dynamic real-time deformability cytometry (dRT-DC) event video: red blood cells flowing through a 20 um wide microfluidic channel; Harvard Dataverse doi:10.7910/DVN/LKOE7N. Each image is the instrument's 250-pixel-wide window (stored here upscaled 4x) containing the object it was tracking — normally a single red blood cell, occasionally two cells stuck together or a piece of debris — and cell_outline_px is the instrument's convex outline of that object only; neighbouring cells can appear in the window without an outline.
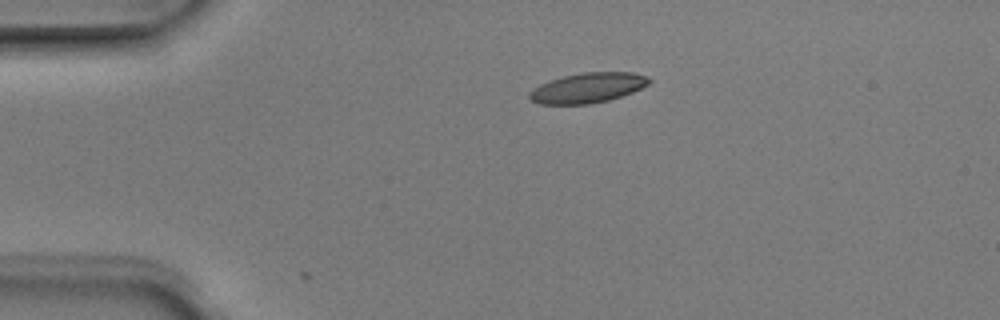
{"species": "Egyptian fruit bat (a non-hibernating species)", "species_latin": "Rousettus aegyptiacus", "temperature_condition": "room temperature", "stored_images_in_passage": 2, "camera_frame_rate_fps": 3000, "um_per_image_px": 0.085, "animal": {"sex": "male"}, "frame": {"image": 1, "passage_image": 1, "time_ms": 0.0, "image_size_px": [1000, 320], "cell_outline_px": [[652, 80], [648, 84], [632, 92], [608, 100], [588, 104], [540, 104], [532, 100], [528, 96], [528, 92], [540, 84], [548, 80], [564, 76], [584, 72], [632, 72], [644, 76]], "centroid_in_image_um": [49.92, 7.46], "position_along_channel_um": 35.1, "area_um2": 20.75}}